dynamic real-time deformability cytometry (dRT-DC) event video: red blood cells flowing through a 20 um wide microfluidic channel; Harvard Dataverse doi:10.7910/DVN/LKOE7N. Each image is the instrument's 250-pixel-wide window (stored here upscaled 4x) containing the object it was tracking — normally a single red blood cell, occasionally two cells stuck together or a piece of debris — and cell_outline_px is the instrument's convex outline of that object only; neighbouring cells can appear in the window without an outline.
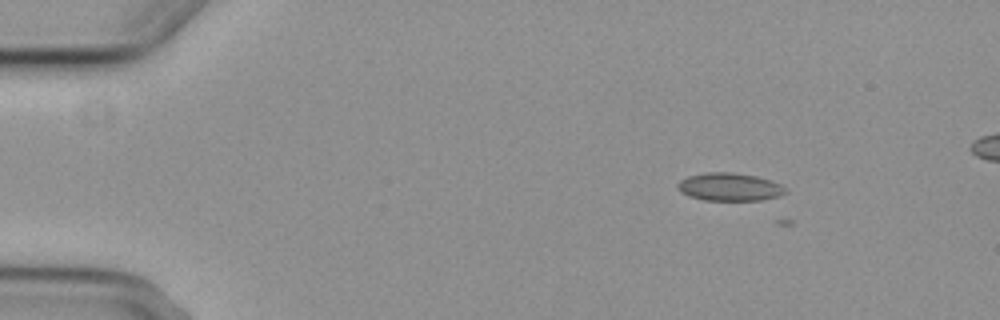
{"species": "common noctule bat (a hibernating species)", "species_latin": "Nyctalus noctula", "temperature_condition": "cold", "stored_images_in_passage": 6, "segment_of_instrument_passage": [1, 2], "camera_frame_rate_fps": 3000, "um_per_image_px": 0.085, "animal": {"sex": "female", "body_mass_g": 29.2, "forearm_length_mm": 56.3}, "frame": {"image": 1, "passage_image": 2, "time_ms": 1.333, "image_size_px": [1000, 320], "cell_outline_px": [[788, 192], [780, 196], [760, 200], [704, 200], [688, 196], [680, 192], [676, 188], [676, 184], [680, 180], [688, 176], [704, 172], [732, 172], [756, 176], [780, 184], [788, 188]], "centroid_in_image_um": [61.99, 15.89], "position_along_channel_um": 23.0, "area_um2": 17.74}}